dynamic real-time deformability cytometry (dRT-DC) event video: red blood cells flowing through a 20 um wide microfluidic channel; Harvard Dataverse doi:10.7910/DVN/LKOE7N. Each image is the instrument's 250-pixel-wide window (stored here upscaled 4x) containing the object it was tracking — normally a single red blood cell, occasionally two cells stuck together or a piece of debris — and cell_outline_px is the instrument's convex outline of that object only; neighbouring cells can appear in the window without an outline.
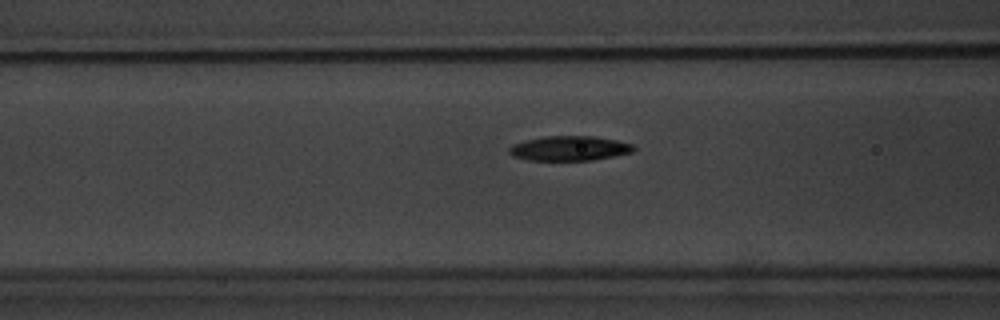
{"species": "common noctule bat (a hibernating species)", "species_latin": "Nyctalus noctula", "temperature_condition": "warm", "stored_images_in_passage": 7, "camera_frame_rate_fps": 3000, "um_per_image_px": 0.085, "animal": {"sex": "male", "body_mass_g": 20.1, "forearm_length_mm": 53.5}, "frame": {"image": 1, "passage_image": 7, "time_ms": 8.0, "image_size_px": [1000, 320], "cell_outline_px": [[636, 148], [632, 152], [592, 160], [528, 160], [512, 156], [508, 152], [508, 148], [512, 144], [524, 140], [544, 136], [596, 136], [616, 140], [632, 144]], "centroid_in_image_um": [48.36, 12.6], "position_along_channel_um": 118.2, "area_um2": 17.98}}